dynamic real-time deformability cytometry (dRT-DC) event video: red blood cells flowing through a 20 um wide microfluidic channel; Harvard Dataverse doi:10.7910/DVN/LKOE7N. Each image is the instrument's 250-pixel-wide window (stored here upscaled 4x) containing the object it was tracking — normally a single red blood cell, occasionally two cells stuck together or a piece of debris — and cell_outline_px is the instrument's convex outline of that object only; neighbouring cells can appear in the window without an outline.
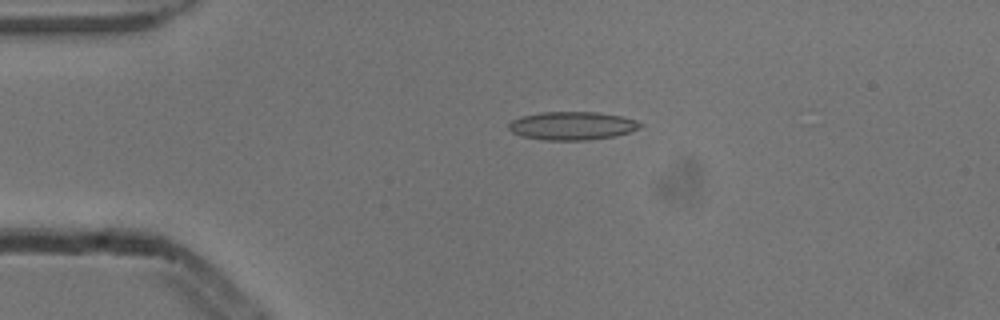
{"species": "common noctule bat (a hibernating species)", "species_latin": "Nyctalus noctula", "temperature_condition": "cold", "stored_images_in_passage": 33, "camera_frame_rate_fps": 3000, "um_per_image_px": 0.085, "animal": {"sex": "male", "body_mass_g": 13.3}, "frame": {"image": 1, "passage_image": 1, "time_ms": 0.0, "image_size_px": [1000, 320], "cell_outline_px": [[644, 124], [640, 128], [616, 136], [588, 140], [544, 140], [524, 136], [512, 132], [508, 128], [508, 124], [512, 120], [520, 116], [540, 112], [596, 112], [620, 116], [636, 120]], "centroid_in_image_um": [48.63, 10.69], "position_along_channel_um": 36.4, "area_um2": 21.68}}
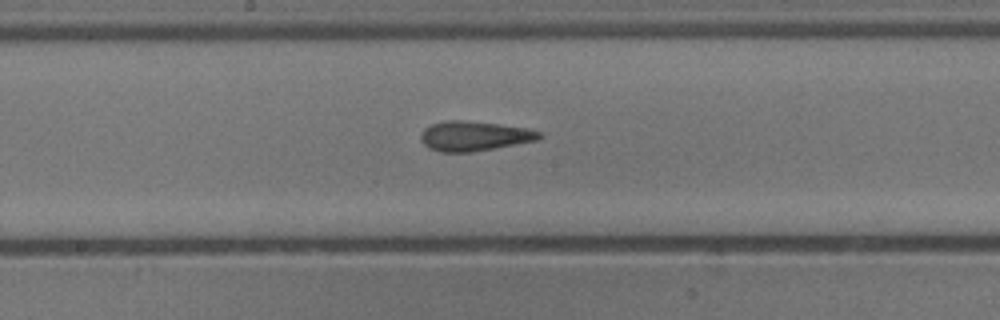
{"frame": {"image": 2, "passage_image": 17, "time_ms": 5.333, "image_size_px": [1000, 320], "cell_outline_px": [[544, 136], [536, 140], [472, 152], [440, 152], [428, 148], [420, 140], [420, 136], [424, 128], [432, 124], [444, 120], [464, 120], [528, 128], [540, 132]], "centroid_in_image_um": [40.27, 11.56], "position_along_channel_um": 207.9, "area_um2": 20.46}}
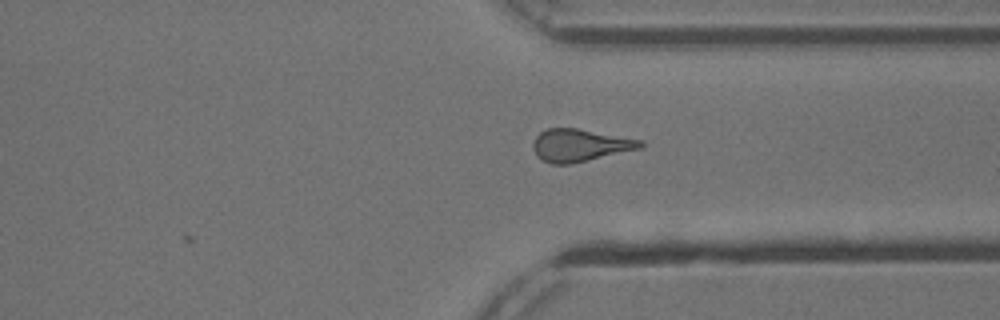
{"frame": {"image": 3, "passage_image": 29, "time_ms": 9.333, "image_size_px": [1000, 320], "cell_outline_px": [[644, 148], [572, 164], [552, 164], [536, 156], [532, 148], [532, 144], [536, 136], [540, 132], [548, 128], [576, 128], [640, 140], [644, 144]], "centroid_in_image_um": [49.28, 12.36], "position_along_channel_um": 362.1, "area_um2": 20.35}, "authors_computed_cell_mechanics": {"area_um2": 20.0566, "velocity_mm_per_s": 3.8765, "shape_relaxation_time_tau1_ms": 5.6035, "shape_relaxation_time_tau2_ms": 2.0021, "deformation_change_tau1": 0.1647, "deformation_change_tau2": 0.1302}}